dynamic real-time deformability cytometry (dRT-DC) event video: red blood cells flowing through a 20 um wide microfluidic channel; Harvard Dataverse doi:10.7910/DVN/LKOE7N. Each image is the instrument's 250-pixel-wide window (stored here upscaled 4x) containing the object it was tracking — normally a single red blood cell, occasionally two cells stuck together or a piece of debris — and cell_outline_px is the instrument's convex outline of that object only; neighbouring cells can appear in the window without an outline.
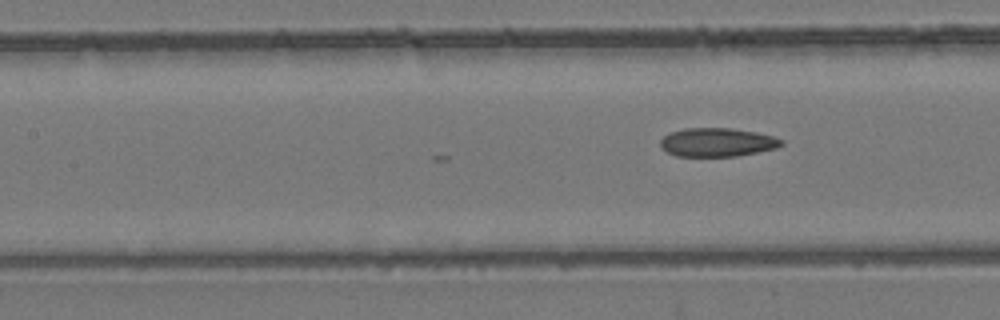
{"species": "common noctule bat (a hibernating species)", "species_latin": "Nyctalus noctula", "temperature_condition": "room temperature", "stored_images_in_passage": 24, "camera_frame_rate_fps": 3000, "um_per_image_px": 0.085, "animal": {"sex": "female", "body_mass_g": 24.6, "forearm_length_mm": 56.2}, "frame": {"image": 1, "passage_image": 24, "time_ms": 7.667, "image_size_px": [1000, 320], "cell_outline_px": [[784, 144], [776, 148], [736, 156], [676, 156], [660, 148], [660, 140], [664, 136], [672, 132], [684, 128], [732, 128], [756, 132], [772, 136], [784, 140]], "centroid_in_image_um": [60.96, 12.09], "position_along_channel_um": 146.4, "area_um2": 20.17}}